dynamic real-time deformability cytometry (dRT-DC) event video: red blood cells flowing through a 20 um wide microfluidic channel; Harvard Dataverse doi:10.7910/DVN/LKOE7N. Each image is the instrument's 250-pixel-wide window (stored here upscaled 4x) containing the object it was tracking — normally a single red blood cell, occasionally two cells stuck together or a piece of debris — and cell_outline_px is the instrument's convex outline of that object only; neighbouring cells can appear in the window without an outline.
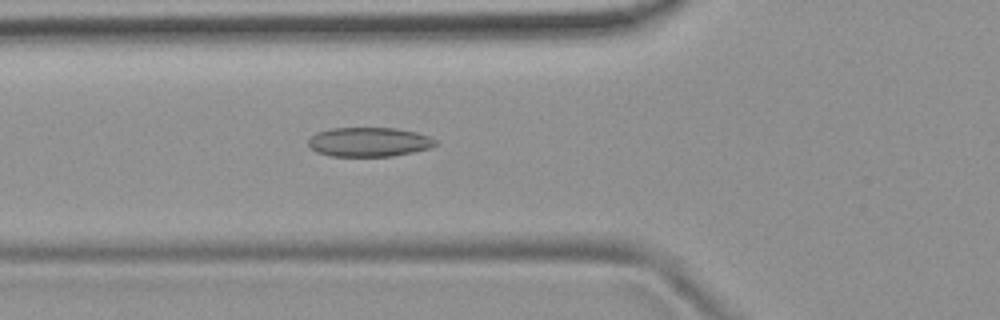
{"species": "common noctule bat (a hibernating species)", "species_latin": "Nyctalus noctula", "temperature_condition": "room temperature", "stored_images_in_passage": 52, "camera_frame_rate_fps": 3000, "um_per_image_px": 0.085, "animal": {"sex": "female", "body_mass_g": 19.9}, "frame": {"image": 1, "passage_image": 19, "time_ms": 6.0, "image_size_px": [1000, 320], "cell_outline_px": [[436, 144], [432, 148], [392, 156], [332, 156], [316, 152], [308, 144], [308, 140], [316, 132], [332, 128], [396, 128], [416, 132], [428, 136], [436, 140]], "centroid_in_image_um": [31.37, 12.07], "position_along_channel_um": 94.4, "area_um2": 21.68}}
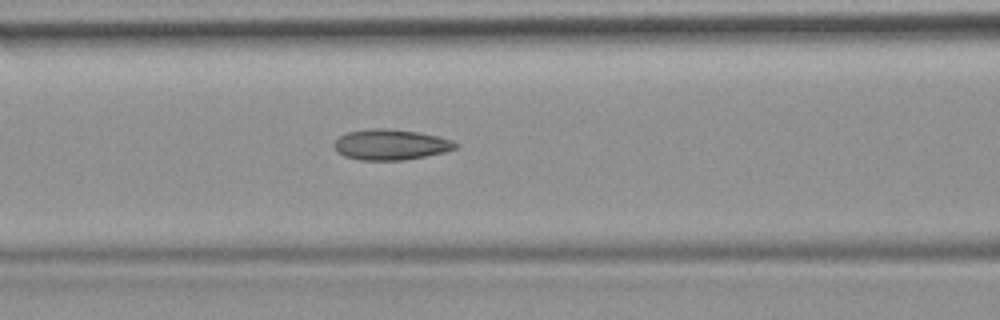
{"frame": {"image": 2, "passage_image": 22, "time_ms": 7.0, "image_size_px": [1000, 320], "cell_outline_px": [[460, 144], [456, 148], [444, 152], [404, 160], [360, 160], [344, 156], [332, 144], [340, 136], [348, 132], [372, 128], [388, 128], [416, 132], [440, 136], [452, 140]], "centroid_in_image_um": [33.24, 12.29], "position_along_channel_um": 133.4, "area_um2": 21.56}}
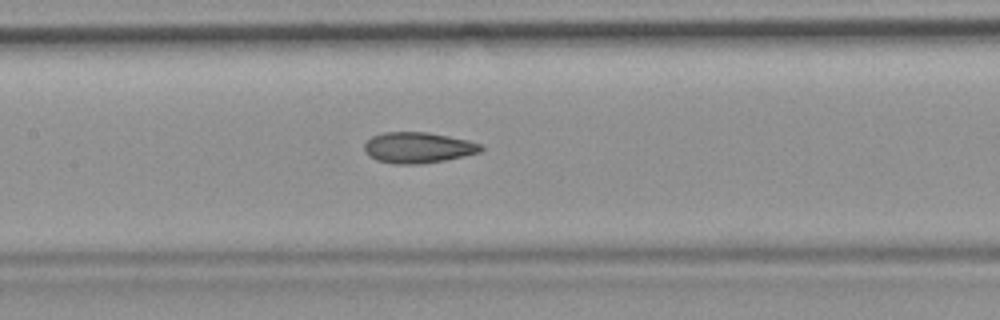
{"frame": {"image": 3, "passage_image": 25, "time_ms": 8.0, "image_size_px": [1000, 320], "cell_outline_px": [[484, 148], [480, 152], [444, 160], [420, 164], [396, 164], [376, 160], [368, 156], [364, 152], [364, 144], [372, 136], [384, 132], [428, 132], [468, 140], [484, 144]], "centroid_in_image_um": [35.52, 12.54], "position_along_channel_um": 171.9, "area_um2": 21.04}, "authors_computed_cell_mechanics": {"area_um2": 21.2704, "velocity_mm_per_s": 3.8502, "shape_relaxation_time_tau1_ms": null, "shape_relaxation_time_tau2_ms": 2.157, "deformation_change_tau1": null, "deformation_change_tau2": 0.0983}}